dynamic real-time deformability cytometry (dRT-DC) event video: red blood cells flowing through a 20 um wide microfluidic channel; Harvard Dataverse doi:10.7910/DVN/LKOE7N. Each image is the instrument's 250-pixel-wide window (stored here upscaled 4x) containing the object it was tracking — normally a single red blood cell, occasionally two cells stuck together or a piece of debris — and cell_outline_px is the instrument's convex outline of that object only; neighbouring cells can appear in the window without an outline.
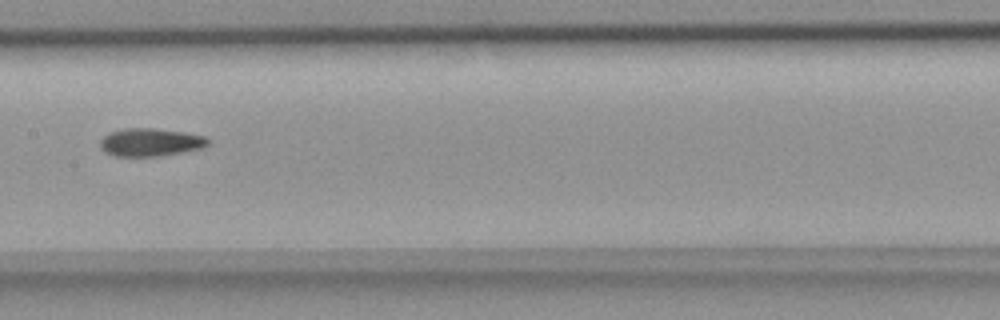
{"species": "common noctule bat (a hibernating species)", "species_latin": "Nyctalus noctula", "temperature_condition": "room temperature", "stored_images_in_passage": 11, "camera_frame_rate_fps": 3000, "um_per_image_px": 0.085, "animal": {"sex": "female", "body_mass_g": 18.4}, "frame": {"image": 1, "passage_image": 4, "time_ms": 1.0, "image_size_px": [1000, 320], "cell_outline_px": [[208, 144], [200, 148], [160, 156], [116, 156], [104, 152], [100, 148], [100, 140], [108, 132], [124, 128], [152, 128], [184, 132], [204, 136], [208, 140]], "centroid_in_image_um": [12.72, 12.08], "position_along_channel_um": 194.7, "area_um2": 17.46}}
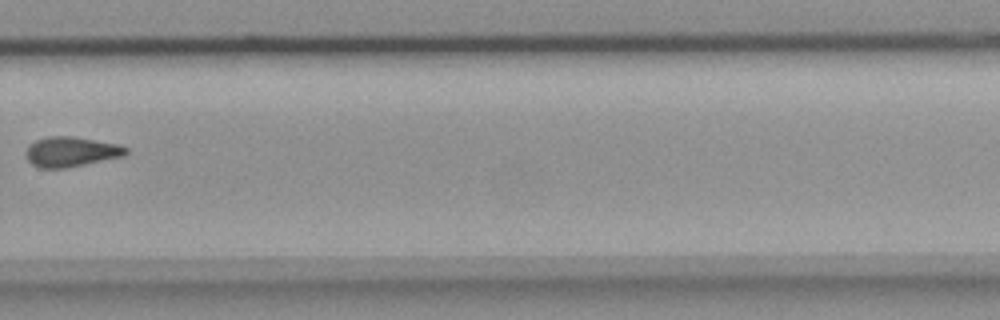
{"frame": {"image": 2, "passage_image": 7, "time_ms": 2.0, "image_size_px": [1000, 320], "cell_outline_px": [[128, 152], [124, 156], [68, 168], [40, 168], [32, 164], [28, 160], [28, 148], [36, 140], [48, 136], [72, 136], [116, 144], [128, 148]], "centroid_in_image_um": [6.08, 12.91], "position_along_channel_um": 323.7, "area_um2": 17.22}}
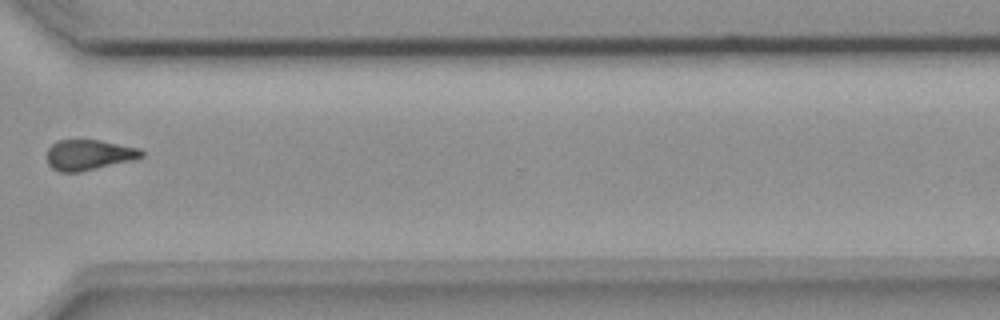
{"frame": {"image": 3, "passage_image": 8, "time_ms": 2.333, "image_size_px": [1000, 320], "cell_outline_px": [[144, 156], [132, 160], [80, 172], [60, 172], [52, 168], [48, 164], [48, 148], [56, 140], [100, 140], [140, 148], [144, 152]], "centroid_in_image_um": [7.56, 13.16], "position_along_channel_um": 363.0, "area_um2": 16.76}}